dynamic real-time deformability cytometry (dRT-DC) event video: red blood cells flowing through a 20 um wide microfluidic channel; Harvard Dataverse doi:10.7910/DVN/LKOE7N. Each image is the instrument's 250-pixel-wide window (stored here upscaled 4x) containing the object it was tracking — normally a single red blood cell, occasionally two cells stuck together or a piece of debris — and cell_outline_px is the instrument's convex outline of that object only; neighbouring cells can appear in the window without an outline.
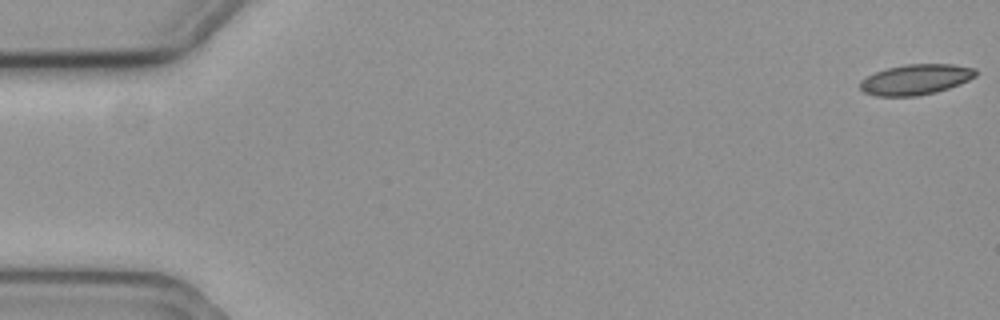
{"species": "common noctule bat (a hibernating species)", "species_latin": "Nyctalus noctula", "temperature_condition": "cold", "stored_images_in_passage": 10, "camera_frame_rate_fps": 3000, "um_per_image_px": 0.085, "animal": {"sex": "female", "body_mass_g": 19.3, "forearm_length_mm": 54.1}, "frame": {"image": 1, "passage_image": 1, "time_ms": 0.0, "image_size_px": [1000, 320], "cell_outline_px": [[976, 76], [960, 84], [936, 92], [916, 96], [876, 96], [864, 92], [860, 88], [860, 80], [876, 72], [888, 68], [904, 64], [952, 64], [976, 68]], "centroid_in_image_um": [77.84, 6.75], "position_along_channel_um": 7.2, "area_um2": 20.46}}